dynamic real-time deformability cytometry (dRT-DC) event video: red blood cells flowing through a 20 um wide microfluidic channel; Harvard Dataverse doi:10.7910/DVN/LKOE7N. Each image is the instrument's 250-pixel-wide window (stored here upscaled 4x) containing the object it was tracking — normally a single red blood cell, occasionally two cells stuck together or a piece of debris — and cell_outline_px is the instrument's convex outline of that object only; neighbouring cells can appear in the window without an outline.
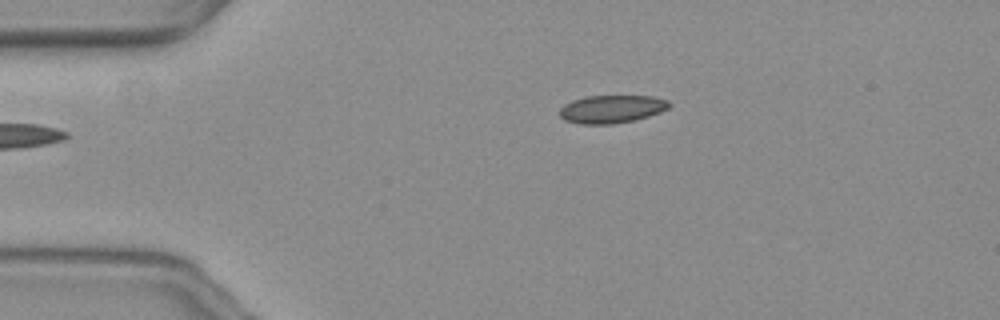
{"species": "common noctule bat (a hibernating species)", "species_latin": "Nyctalus noctula", "temperature_condition": "warm", "stored_images_in_passage": 46, "camera_frame_rate_fps": 3000, "um_per_image_px": 0.085, "animal": {"sex": "female", "body_mass_g": 19.3, "forearm_length_mm": 54.1}, "frame": {"image": 1, "passage_image": 1, "time_ms": 0.0, "image_size_px": [1000, 320], "cell_outline_px": [[672, 104], [668, 108], [660, 112], [636, 120], [612, 124], [580, 124], [564, 120], [560, 116], [560, 108], [564, 104], [572, 100], [584, 96], [652, 96], [668, 100]], "centroid_in_image_um": [51.99, 9.27], "position_along_channel_um": 33.0, "area_um2": 17.98}}
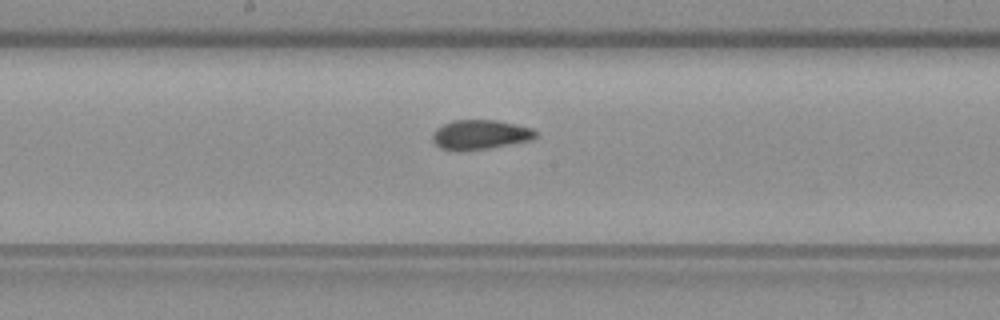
{"frame": {"image": 2, "passage_image": 19, "time_ms": 6.0, "image_size_px": [1000, 320], "cell_outline_px": [[536, 136], [532, 140], [484, 148], [440, 148], [432, 140], [432, 132], [440, 124], [452, 120], [496, 120], [516, 124], [532, 128], [536, 132]], "centroid_in_image_um": [40.8, 11.39], "position_along_channel_um": 207.4, "area_um2": 17.22}}
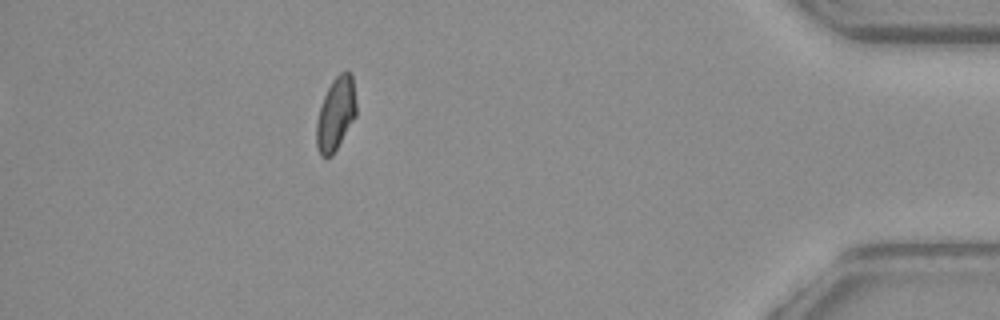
{"frame": {"image": 3, "passage_image": 40, "time_ms": 13.0, "image_size_px": [1000, 320], "cell_outline_px": [[356, 116], [332, 156], [320, 156], [316, 144], [316, 120], [324, 96], [332, 80], [340, 72], [352, 72], [356, 104]], "centroid_in_image_um": [28.54, 9.67], "position_along_channel_um": 406.7, "area_um2": 16.94}, "authors_computed_cell_mechanics": {"area_um2": 17.5423, "velocity_mm_per_s": 3.6308, "shape_relaxation_time_tau1_ms": null, "shape_relaxation_time_tau2_ms": 1.3827, "deformation_change_tau1": null, "deformation_change_tau2": 0.0753}}